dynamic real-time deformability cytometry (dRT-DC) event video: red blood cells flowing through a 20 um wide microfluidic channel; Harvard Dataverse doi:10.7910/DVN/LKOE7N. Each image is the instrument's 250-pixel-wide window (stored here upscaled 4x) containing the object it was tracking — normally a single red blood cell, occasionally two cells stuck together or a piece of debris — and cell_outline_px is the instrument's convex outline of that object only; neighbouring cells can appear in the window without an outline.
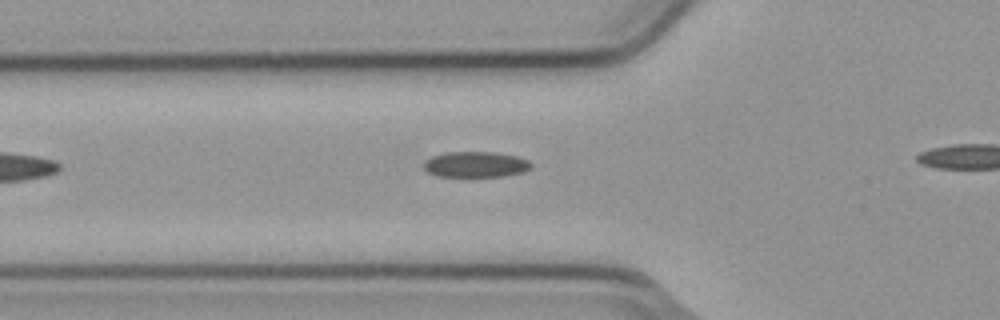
{"species": "common noctule bat (a hibernating species)", "species_latin": "Nyctalus noctula", "temperature_condition": "cold", "stored_images_in_passage": 5, "camera_frame_rate_fps": 3000, "um_per_image_px": 0.085, "animal": {"sex": "male", "body_mass_g": 23.1, "forearm_length_mm": 52.7}, "frame": {"image": 1, "passage_image": 4, "time_ms": 1.0, "image_size_px": [1000, 320], "cell_outline_px": [[532, 168], [524, 172], [500, 176], [436, 176], [428, 172], [424, 168], [424, 164], [432, 156], [448, 152], [496, 152], [516, 156], [528, 160], [532, 164]], "centroid_in_image_um": [40.47, 13.97], "position_along_channel_um": 85.3, "area_um2": 15.95}}